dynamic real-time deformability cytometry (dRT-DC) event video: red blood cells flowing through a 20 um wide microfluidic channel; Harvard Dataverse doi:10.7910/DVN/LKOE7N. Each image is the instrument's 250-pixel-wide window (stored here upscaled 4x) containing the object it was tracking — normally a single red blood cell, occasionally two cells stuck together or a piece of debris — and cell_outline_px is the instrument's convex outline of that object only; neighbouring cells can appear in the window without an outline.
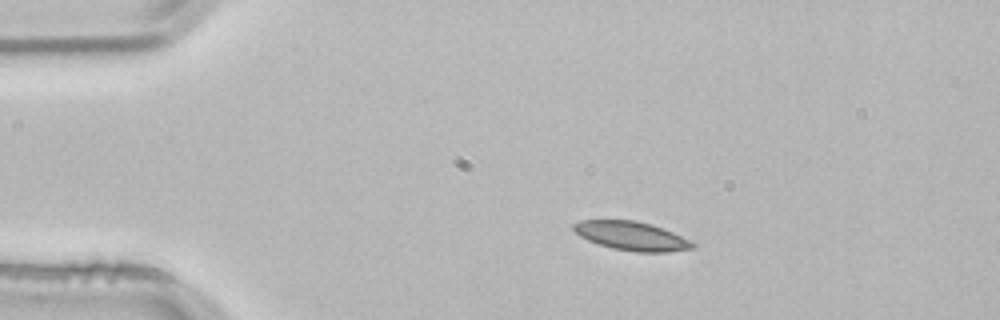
{"species": "common noctule bat (a hibernating species)", "species_latin": "Nyctalus noctula", "temperature_condition": "room temperature", "stored_images_in_passage": 2, "camera_frame_rate_fps": 3000, "um_per_image_px": 0.085, "animal": {"sex": "male", "body_mass_g": 21.5, "forearm_length_mm": 52.0}, "frame": {"image": 1, "passage_image": 1, "time_ms": 0.0, "image_size_px": [1000, 320], "cell_outline_px": [[696, 248], [668, 252], [636, 252], [612, 248], [588, 240], [580, 236], [572, 228], [572, 224], [580, 220], [632, 220], [648, 224], [672, 232], [696, 244]], "centroid_in_image_um": [53.66, 20.06], "position_along_channel_um": 31.3, "area_um2": 19.71}}